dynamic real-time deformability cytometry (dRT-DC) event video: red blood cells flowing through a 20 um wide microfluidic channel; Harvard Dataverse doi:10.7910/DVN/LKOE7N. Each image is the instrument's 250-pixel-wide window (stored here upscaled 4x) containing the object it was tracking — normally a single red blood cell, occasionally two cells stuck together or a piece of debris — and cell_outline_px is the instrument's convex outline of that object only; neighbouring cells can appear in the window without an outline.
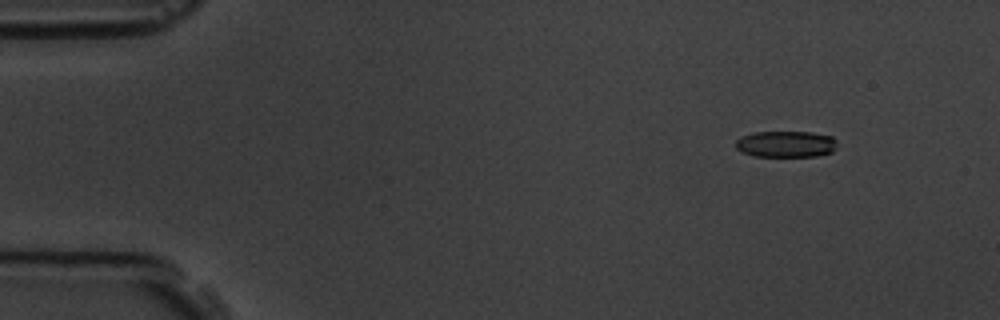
{"species": "common noctule bat (a hibernating species)", "species_latin": "Nyctalus noctula", "temperature_condition": "room temperature", "stored_images_in_passage": 6, "camera_frame_rate_fps": 3000, "um_per_image_px": 0.085, "animal": {"sex": "male", "body_mass_g": 19.5, "forearm_length_mm": 54.6}, "frame": {"image": 1, "passage_image": 3, "time_ms": 2.0, "image_size_px": [1000, 320], "cell_outline_px": [[836, 148], [832, 152], [816, 156], [756, 156], [744, 152], [736, 148], [736, 140], [740, 136], [752, 132], [812, 132], [832, 136], [836, 140]], "centroid_in_image_um": [66.81, 12.23], "position_along_channel_um": 18.2, "area_um2": 15.61}}
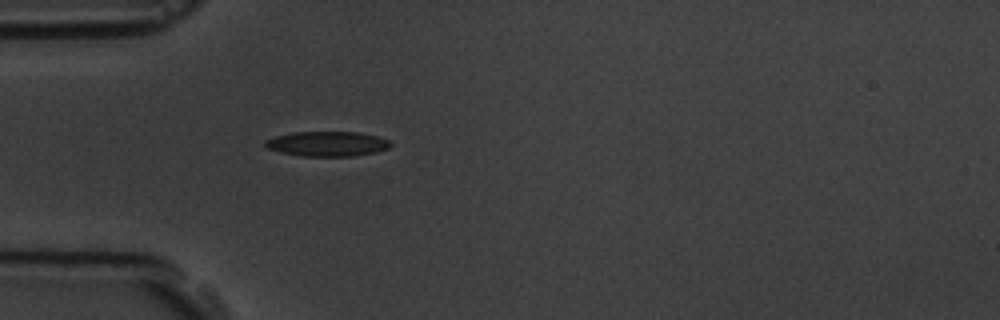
{"frame": {"image": 2, "passage_image": 6, "time_ms": 5.667, "image_size_px": [1000, 320], "cell_outline_px": [[392, 144], [388, 148], [376, 152], [356, 156], [300, 156], [280, 152], [268, 148], [264, 144], [264, 140], [276, 136], [292, 132], [360, 132], [376, 136], [388, 140]], "centroid_in_image_um": [27.81, 12.22], "position_along_channel_um": 57.2, "area_um2": 18.21}}